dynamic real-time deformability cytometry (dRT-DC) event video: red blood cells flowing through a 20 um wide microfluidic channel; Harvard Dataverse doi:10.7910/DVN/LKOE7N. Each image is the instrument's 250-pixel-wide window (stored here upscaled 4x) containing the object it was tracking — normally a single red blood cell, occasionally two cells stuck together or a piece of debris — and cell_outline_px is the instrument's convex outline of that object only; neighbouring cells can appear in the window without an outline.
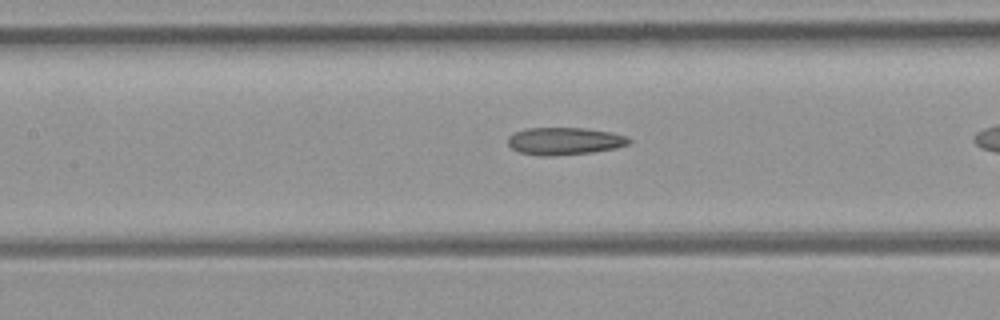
{"species": "common noctule bat (a hibernating species)", "species_latin": "Nyctalus noctula", "temperature_condition": "room temperature", "stored_images_in_passage": 29, "camera_frame_rate_fps": 3000, "um_per_image_px": 0.085, "animal": {"sex": "female", "body_mass_g": 21.9}, "frame": {"image": 1, "passage_image": 13, "time_ms": 4.0, "image_size_px": [1000, 320], "cell_outline_px": [[632, 140], [628, 144], [616, 148], [592, 152], [548, 156], [540, 156], [520, 152], [512, 148], [508, 144], [508, 136], [524, 128], [584, 128], [612, 132], [624, 136]], "centroid_in_image_um": [47.97, 11.99], "position_along_channel_um": 159.4, "area_um2": 19.25}}
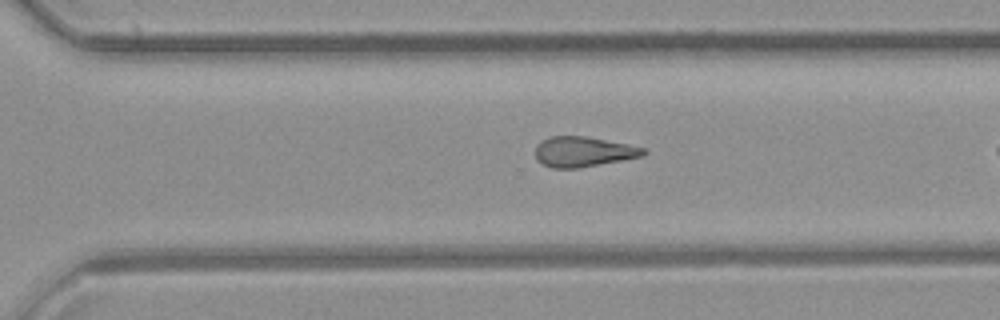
{"frame": {"image": 2, "passage_image": 25, "time_ms": 8.0, "image_size_px": [1000, 320], "cell_outline_px": [[648, 152], [644, 156], [580, 168], [552, 168], [536, 160], [536, 144], [540, 140], [552, 136], [588, 136], [648, 148]], "centroid_in_image_um": [49.62, 12.89], "position_along_channel_um": 321.0, "area_um2": 19.31}}